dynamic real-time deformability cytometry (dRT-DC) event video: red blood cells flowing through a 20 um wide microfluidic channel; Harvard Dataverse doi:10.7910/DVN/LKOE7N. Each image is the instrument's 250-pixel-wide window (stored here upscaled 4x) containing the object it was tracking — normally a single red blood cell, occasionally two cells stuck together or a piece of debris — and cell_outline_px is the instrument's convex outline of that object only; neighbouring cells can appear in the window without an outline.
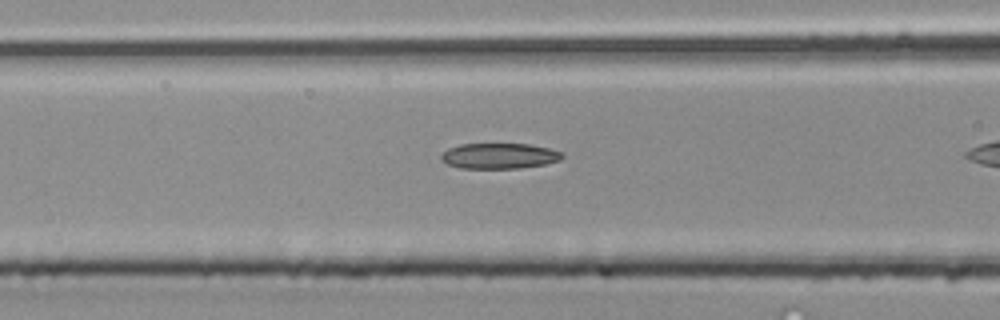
{"species": "common noctule bat (a hibernating species)", "species_latin": "Nyctalus noctula", "temperature_condition": "room temperature", "stored_images_in_passage": 36, "camera_frame_rate_fps": 3000, "um_per_image_px": 0.085, "animal": {"sex": "male", "body_mass_g": 20.4}, "frame": {"image": 1, "passage_image": 17, "time_ms": 5.333, "image_size_px": [1000, 320], "cell_outline_px": [[564, 156], [560, 160], [544, 164], [520, 168], [460, 168], [448, 164], [440, 160], [440, 156], [448, 148], [460, 144], [528, 144], [548, 148], [564, 152]], "centroid_in_image_um": [42.44, 13.25], "position_along_channel_um": 124.2, "area_um2": 18.03}}
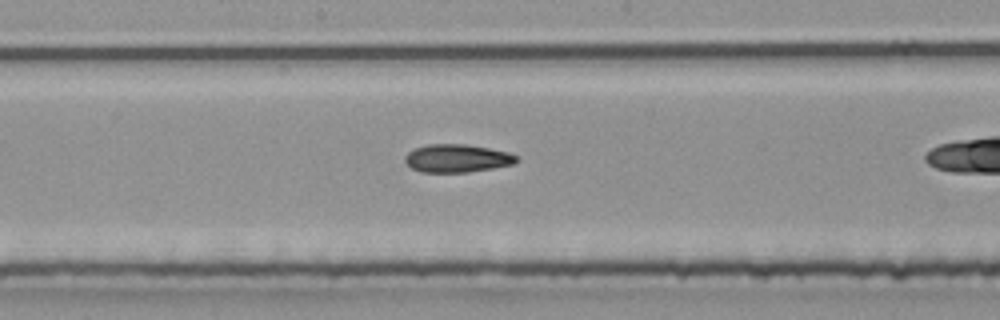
{"frame": {"image": 2, "passage_image": 23, "time_ms": 7.333, "image_size_px": [1000, 320], "cell_outline_px": [[520, 160], [512, 164], [492, 168], [468, 172], [420, 172], [412, 168], [404, 160], [404, 156], [412, 148], [428, 144], [464, 144], [488, 148], [508, 152], [516, 156]], "centroid_in_image_um": [38.81, 13.45], "position_along_channel_um": 209.4, "area_um2": 18.21}}
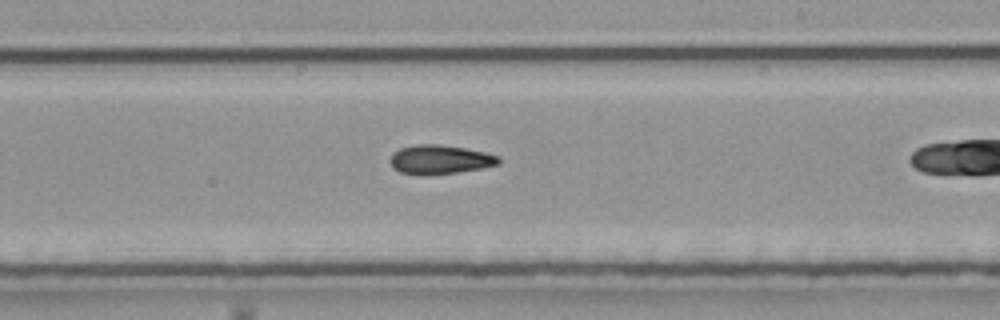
{"frame": {"image": 3, "passage_image": 26, "time_ms": 8.333, "image_size_px": [1000, 320], "cell_outline_px": [[500, 164], [480, 168], [456, 172], [428, 176], [420, 176], [400, 172], [392, 168], [388, 160], [392, 152], [400, 148], [416, 144], [440, 144], [464, 148], [484, 152], [500, 156]], "centroid_in_image_um": [37.33, 13.57], "position_along_channel_um": 251.7, "area_um2": 18.73}}